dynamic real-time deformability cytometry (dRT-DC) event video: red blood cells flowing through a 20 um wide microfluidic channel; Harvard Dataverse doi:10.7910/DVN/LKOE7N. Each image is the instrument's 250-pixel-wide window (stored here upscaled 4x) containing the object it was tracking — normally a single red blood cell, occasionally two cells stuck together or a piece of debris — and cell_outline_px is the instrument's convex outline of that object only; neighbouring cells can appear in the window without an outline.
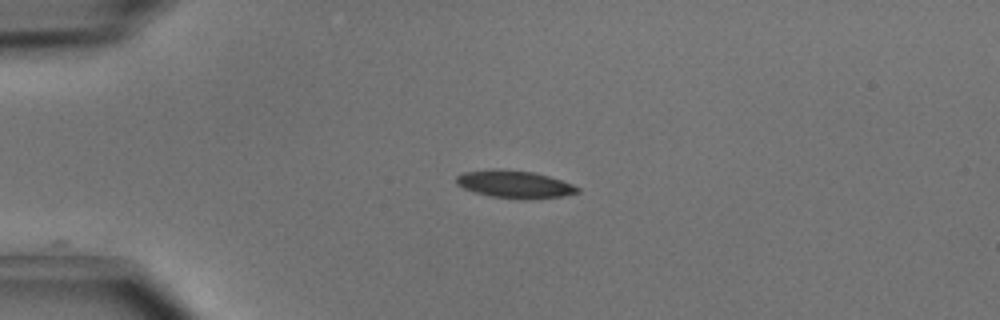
{"species": "common noctule bat (a hibernating species)", "species_latin": "Nyctalus noctula", "temperature_condition": "cold", "stored_images_in_passage": 5, "camera_frame_rate_fps": 3000, "um_per_image_px": 0.085, "animal": {"sex": "male", "body_mass_g": 15.6}, "frame": {"image": 1, "passage_image": 1, "time_ms": 0.0, "image_size_px": [1000, 320], "cell_outline_px": [[580, 192], [564, 196], [524, 200], [488, 196], [464, 188], [456, 184], [456, 176], [464, 172], [492, 168], [500, 168], [532, 172], [548, 176], [572, 184], [580, 188]], "centroid_in_image_um": [43.73, 15.66], "position_along_channel_um": 41.3, "area_um2": 19.65}}